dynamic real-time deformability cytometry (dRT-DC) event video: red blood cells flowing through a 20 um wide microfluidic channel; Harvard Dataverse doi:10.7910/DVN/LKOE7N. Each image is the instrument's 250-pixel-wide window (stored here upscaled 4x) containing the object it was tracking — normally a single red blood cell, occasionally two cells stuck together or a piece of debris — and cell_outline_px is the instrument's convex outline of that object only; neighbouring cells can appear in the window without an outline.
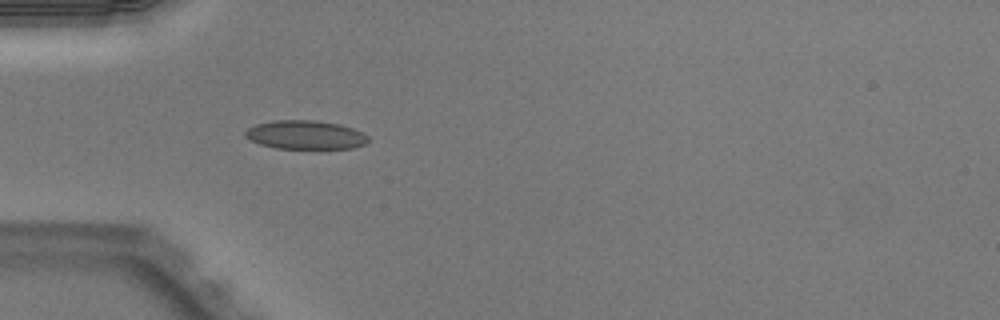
{"species": "Egyptian fruit bat (a non-hibernating species)", "species_latin": "Rousettus aegyptiacus", "temperature_condition": "warm", "stored_images_in_passage": 34, "camera_frame_rate_fps": 3000, "um_per_image_px": 0.085, "animal": {"sex": "male"}, "frame": {"image": 1, "passage_image": 1, "time_ms": 0.0, "image_size_px": [1000, 320], "cell_outline_px": [[368, 140], [364, 144], [352, 148], [276, 148], [260, 144], [244, 136], [244, 132], [248, 128], [256, 124], [272, 120], [312, 120], [340, 124], [364, 132], [368, 136]], "centroid_in_image_um": [25.95, 11.45], "position_along_channel_um": 59.0, "area_um2": 20.52}}
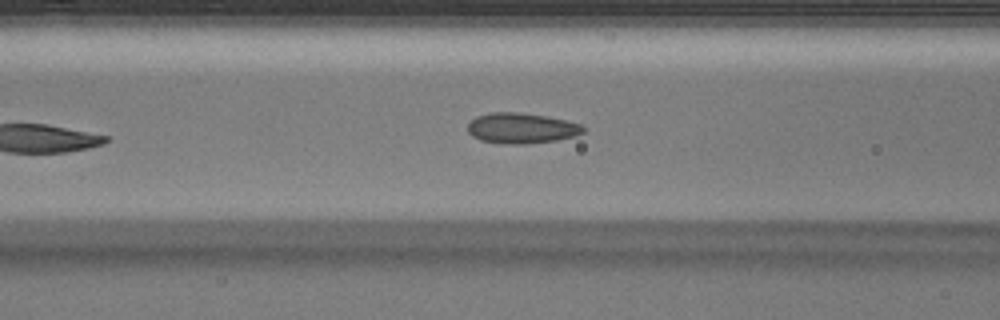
{"frame": {"image": 2, "passage_image": 6, "time_ms": 1.667, "image_size_px": [1000, 320], "cell_outline_px": [[584, 132], [576, 136], [556, 140], [528, 144], [504, 144], [480, 140], [472, 136], [468, 132], [468, 124], [476, 116], [492, 112], [520, 112], [548, 116], [580, 124], [584, 128]], "centroid_in_image_um": [44.31, 10.9], "position_along_channel_um": 122.3, "area_um2": 20.63}}
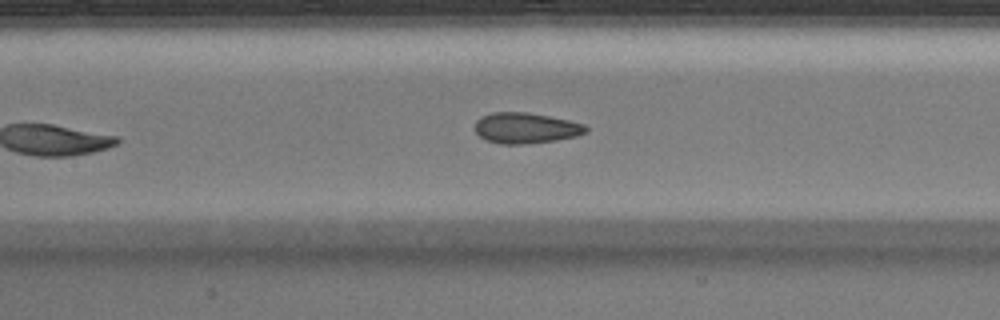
{"frame": {"image": 3, "passage_image": 9, "time_ms": 2.667, "image_size_px": [1000, 320], "cell_outline_px": [[588, 132], [576, 136], [556, 140], [520, 144], [500, 144], [488, 140], [480, 136], [476, 132], [476, 120], [480, 116], [492, 112], [524, 112], [548, 116], [568, 120], [584, 124], [588, 128]], "centroid_in_image_um": [44.69, 10.88], "position_along_channel_um": 162.7, "area_um2": 19.71}, "authors_computed_cell_mechanics": {"area_um2": 22.1085, "velocity_mm_per_s": 4.0344, "shape_relaxation_time_tau1_ms": 2.3869, "shape_relaxation_time_tau2_ms": 0.8591, "deformation_change_tau1": 0.0636, "deformation_change_tau2": 0.0516}}